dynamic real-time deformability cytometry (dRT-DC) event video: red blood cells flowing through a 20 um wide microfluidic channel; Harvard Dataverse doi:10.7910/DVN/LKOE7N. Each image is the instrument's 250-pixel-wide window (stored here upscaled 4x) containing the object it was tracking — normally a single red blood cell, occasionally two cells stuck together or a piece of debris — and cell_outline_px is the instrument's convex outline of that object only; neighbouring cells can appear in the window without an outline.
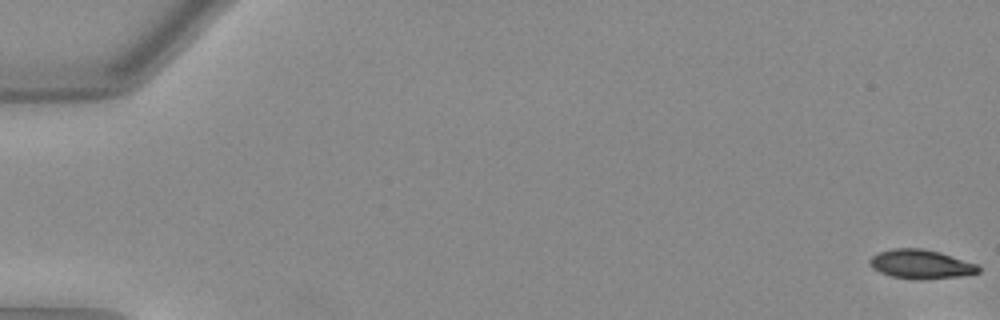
{"species": "Egyptian fruit bat (a non-hibernating species)", "species_latin": "Rousettus aegyptiacus", "temperature_condition": "warm", "stored_images_in_passage": 13, "camera_frame_rate_fps": 3000, "um_per_image_px": 0.085, "animal": {"sex": "female"}, "frame": {"image": 1, "passage_image": 1, "time_ms": 0.0, "image_size_px": [1000, 320], "cell_outline_px": [[980, 272], [960, 276], [892, 276], [880, 272], [872, 268], [868, 260], [872, 256], [880, 252], [896, 248], [920, 248], [940, 252], [976, 264], [980, 268]], "centroid_in_image_um": [78.25, 22.39], "position_along_channel_um": 6.8, "area_um2": 17.22}}